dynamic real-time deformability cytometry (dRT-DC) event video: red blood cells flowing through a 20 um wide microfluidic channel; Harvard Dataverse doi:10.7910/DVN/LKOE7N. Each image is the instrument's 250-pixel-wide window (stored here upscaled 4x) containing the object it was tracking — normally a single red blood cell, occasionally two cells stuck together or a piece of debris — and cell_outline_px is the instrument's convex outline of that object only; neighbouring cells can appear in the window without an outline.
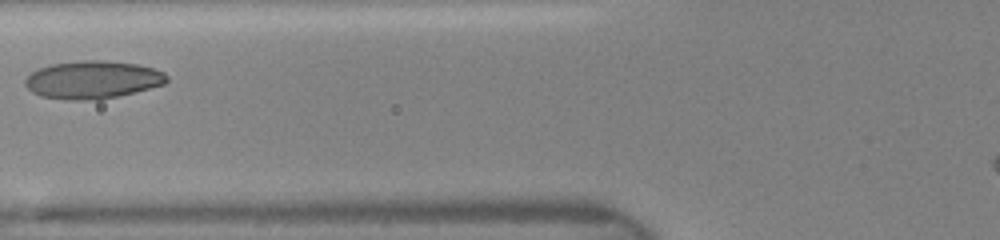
{"species": "human", "species_latin": "Homo sapiens", "temperature_condition": "room temperature", "stored_images_in_passage": 7, "camera_frame_rate_fps": 3000, "um_per_image_px": 0.085, "donor": {"sex": "female"}, "frame": {"image": 1, "passage_image": 2, "time_ms": 1.0, "image_size_px": [1000, 240], "cell_outline_px": [[168, 80], [164, 84], [100, 100], [64, 100], [40, 96], [32, 92], [24, 84], [24, 80], [32, 72], [40, 68], [52, 64], [80, 60], [104, 60], [136, 64], [152, 68], [164, 72], [168, 76]], "centroid_in_image_um": [7.84, 6.78], "position_along_channel_um": 118.0, "area_um2": 31.15}}
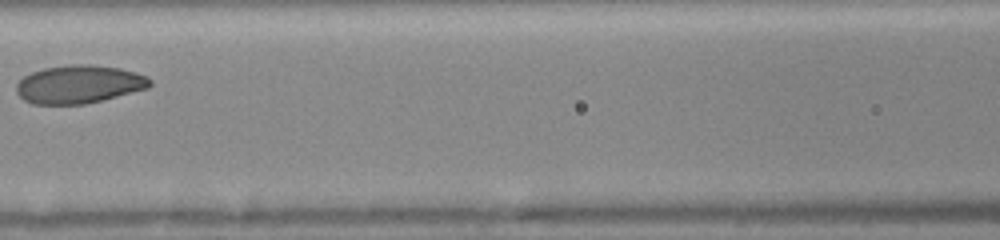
{"frame": {"image": 2, "passage_image": 4, "time_ms": 2.0, "image_size_px": [1000, 240], "cell_outline_px": [[152, 84], [148, 88], [104, 100], [84, 104], [32, 104], [24, 100], [16, 92], [16, 84], [24, 76], [32, 72], [44, 68], [68, 64], [92, 64], [120, 68], [136, 72], [148, 76], [152, 80]], "centroid_in_image_um": [6.74, 7.16], "position_along_channel_um": 159.9, "area_um2": 30.0}}
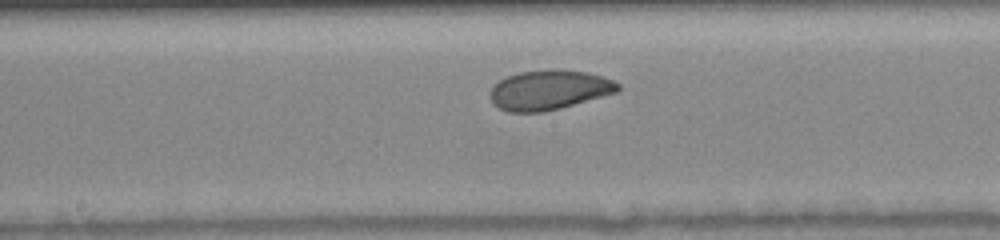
{"frame": {"image": 3, "passage_image": 6, "time_ms": 3.0, "image_size_px": [1000, 240], "cell_outline_px": [[620, 88], [616, 92], [560, 108], [544, 112], [508, 112], [492, 104], [488, 96], [488, 92], [500, 80], [508, 76], [520, 72], [552, 68], [588, 72], [612, 80], [620, 84]], "centroid_in_image_um": [46.63, 7.64], "position_along_channel_um": 201.6, "area_um2": 29.59}}